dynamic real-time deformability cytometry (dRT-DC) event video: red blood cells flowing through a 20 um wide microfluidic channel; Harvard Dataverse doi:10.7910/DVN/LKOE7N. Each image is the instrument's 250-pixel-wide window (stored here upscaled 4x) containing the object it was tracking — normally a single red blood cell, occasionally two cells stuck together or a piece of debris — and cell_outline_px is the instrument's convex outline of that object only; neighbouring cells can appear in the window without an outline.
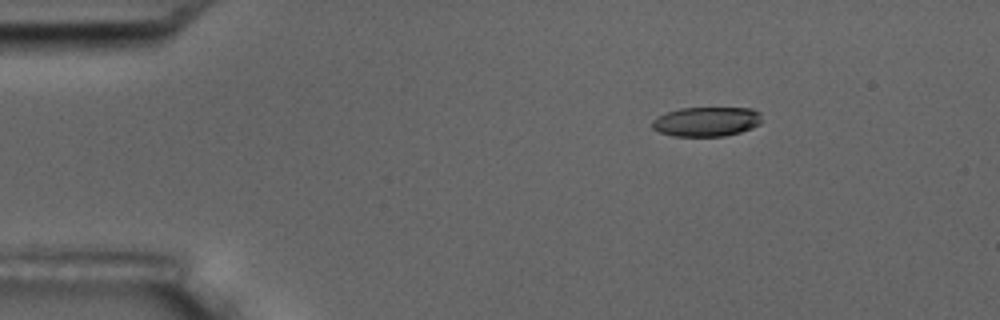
{"species": "common noctule bat (a hibernating species)", "species_latin": "Nyctalus noctula", "temperature_condition": "room temperature", "stored_images_in_passage": 5, "segment_of_instrument_passage": [1, 2], "camera_frame_rate_fps": 3000, "um_per_image_px": 0.085, "animal": {"sex": "male", "body_mass_g": 17.5, "forearm_length_mm": 52.3}, "frame": {"image": 1, "passage_image": 2, "time_ms": 2.0, "image_size_px": [1000, 320], "cell_outline_px": [[760, 124], [752, 128], [740, 132], [724, 136], [672, 136], [660, 132], [652, 128], [652, 120], [668, 112], [680, 108], [752, 108], [760, 112]], "centroid_in_image_um": [60.06, 10.34], "position_along_channel_um": 24.9, "area_um2": 18.79}}